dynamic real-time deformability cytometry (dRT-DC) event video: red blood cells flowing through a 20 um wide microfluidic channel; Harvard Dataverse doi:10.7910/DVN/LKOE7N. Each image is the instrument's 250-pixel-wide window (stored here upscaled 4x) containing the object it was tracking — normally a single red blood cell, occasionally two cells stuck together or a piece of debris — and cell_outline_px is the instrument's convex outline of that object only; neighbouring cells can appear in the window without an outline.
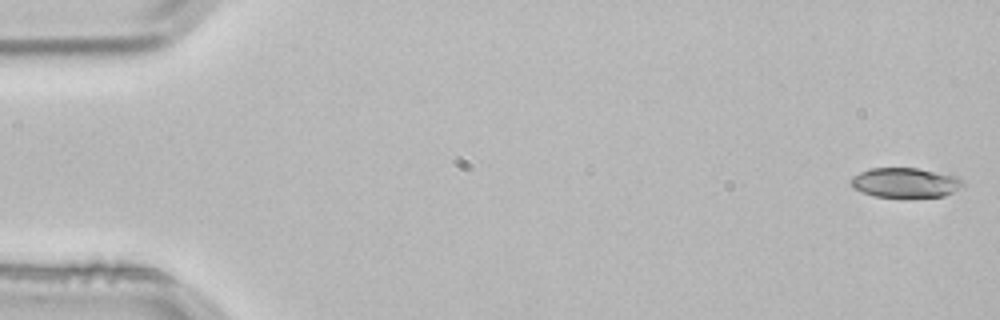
{"species": "common noctule bat (a hibernating species)", "species_latin": "Nyctalus noctula", "temperature_condition": "room temperature", "stored_images_in_passage": 5, "camera_frame_rate_fps": 3000, "um_per_image_px": 0.085, "animal": {"sex": "male", "body_mass_g": 21.5, "forearm_length_mm": 52.0}, "frame": {"image": 1, "passage_image": 1, "time_ms": 0.0, "image_size_px": [1000, 320], "cell_outline_px": [[964, 188], [944, 196], [872, 196], [852, 188], [852, 176], [860, 172], [872, 168], [916, 168], [956, 176], [964, 180]], "centroid_in_image_um": [76.98, 15.52], "position_along_channel_um": 8.0, "area_um2": 19.25}}
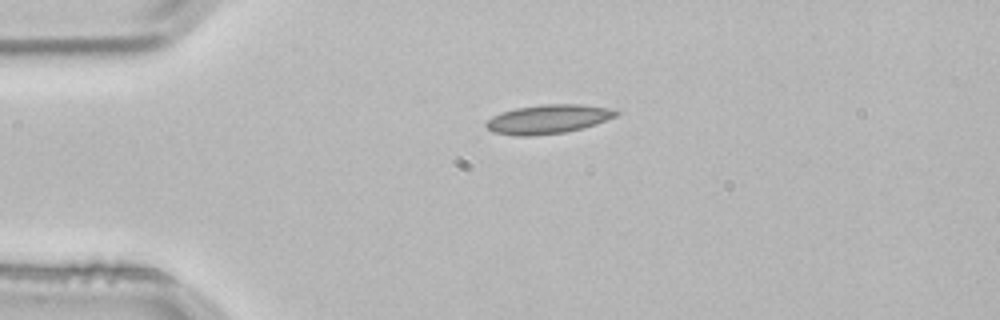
{"frame": {"image": 2, "passage_image": 5, "time_ms": 1.333, "image_size_px": [1000, 320], "cell_outline_px": [[620, 112], [616, 116], [596, 124], [564, 132], [532, 136], [516, 136], [492, 132], [484, 124], [492, 116], [500, 112], [516, 108], [540, 104], [580, 104], [616, 108]], "centroid_in_image_um": [46.6, 10.11], "position_along_channel_um": 38.4, "area_um2": 22.14}}